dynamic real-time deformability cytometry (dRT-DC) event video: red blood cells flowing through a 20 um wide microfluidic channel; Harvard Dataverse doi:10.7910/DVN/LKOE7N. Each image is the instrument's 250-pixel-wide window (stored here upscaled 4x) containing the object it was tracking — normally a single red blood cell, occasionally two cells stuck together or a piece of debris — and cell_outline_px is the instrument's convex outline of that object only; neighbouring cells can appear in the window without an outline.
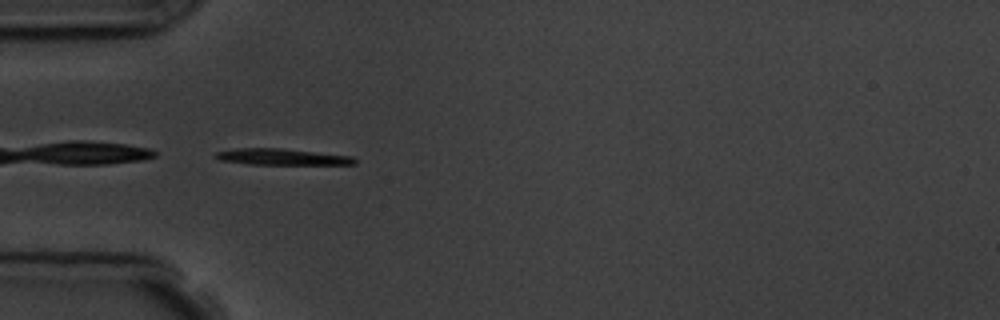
{"species": "common noctule bat (a hibernating species)", "species_latin": "Nyctalus noctula", "temperature_condition": "room temperature", "stored_images_in_passage": 6, "camera_frame_rate_fps": 3000, "um_per_image_px": 0.085, "animal": {"sex": "male", "body_mass_g": 19.5, "forearm_length_mm": 54.6}, "frame": {"image": 1, "passage_image": 5, "time_ms": 4.667, "image_size_px": [1000, 320], "cell_outline_px": [[356, 164], [248, 164], [220, 160], [212, 156], [216, 152], [236, 148], [284, 148], [352, 156], [356, 160]], "centroid_in_image_um": [23.92, 13.32], "position_along_channel_um": 61.1, "area_um2": 13.18}}